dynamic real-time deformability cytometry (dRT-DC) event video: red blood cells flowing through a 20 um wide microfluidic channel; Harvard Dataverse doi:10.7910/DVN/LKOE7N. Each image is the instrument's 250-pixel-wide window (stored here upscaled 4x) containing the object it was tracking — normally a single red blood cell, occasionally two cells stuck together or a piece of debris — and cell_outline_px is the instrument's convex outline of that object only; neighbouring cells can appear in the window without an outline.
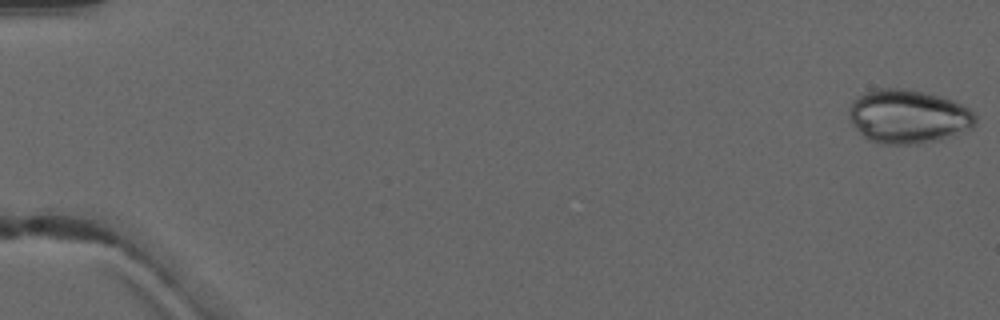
{"species": "common noctule bat (a hibernating species)", "species_latin": "Nyctalus noctula", "temperature_condition": "warm", "stored_images_in_passage": 5, "camera_frame_rate_fps": 3000, "um_per_image_px": 0.085, "animal": {"sex": "male", "forearm_length_mm": 52.5}, "frame": {"image": 1, "passage_image": 1, "time_ms": 0.0, "image_size_px": [1000, 320], "cell_outline_px": [[976, 124], [972, 128], [940, 140], [920, 144], [880, 144], [868, 140], [852, 124], [848, 116], [848, 108], [852, 100], [856, 96], [864, 92], [876, 88], [904, 88], [924, 92], [940, 96], [952, 100], [968, 108], [976, 116]], "centroid_in_image_um": [77.16, 9.9], "position_along_channel_um": 7.8, "area_um2": 40.06}}